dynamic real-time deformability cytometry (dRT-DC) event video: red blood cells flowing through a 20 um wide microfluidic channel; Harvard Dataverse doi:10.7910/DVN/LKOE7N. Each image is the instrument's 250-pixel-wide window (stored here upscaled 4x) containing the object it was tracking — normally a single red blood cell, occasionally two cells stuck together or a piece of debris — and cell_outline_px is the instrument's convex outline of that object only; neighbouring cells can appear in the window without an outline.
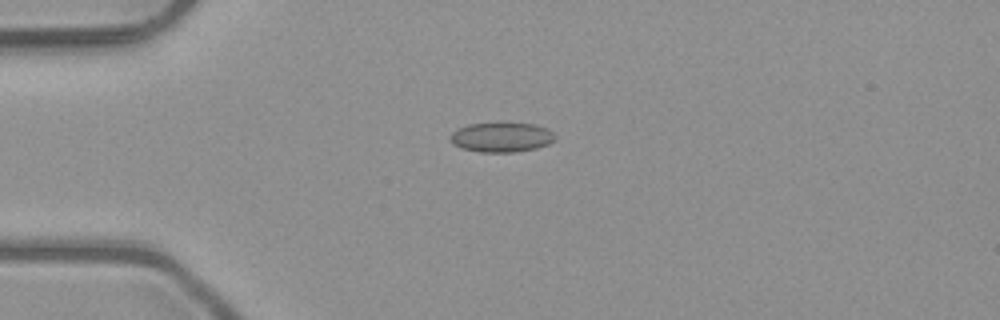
{"species": "common noctule bat (a hibernating species)", "species_latin": "Nyctalus noctula", "temperature_condition": "room temperature", "stored_images_in_passage": 3, "camera_frame_rate_fps": 3000, "um_per_image_px": 0.085, "animal": {"sex": "male", "body_mass_g": 23.1, "forearm_length_mm": 52.7}, "frame": {"image": 1, "passage_image": 1, "time_ms": 0.0, "image_size_px": [1000, 320], "cell_outline_px": [[556, 140], [548, 144], [536, 148], [516, 152], [480, 152], [460, 148], [452, 144], [448, 136], [456, 128], [468, 124], [536, 124], [548, 128], [556, 136]], "centroid_in_image_um": [42.61, 11.68], "position_along_channel_um": 42.4, "area_um2": 18.21}}
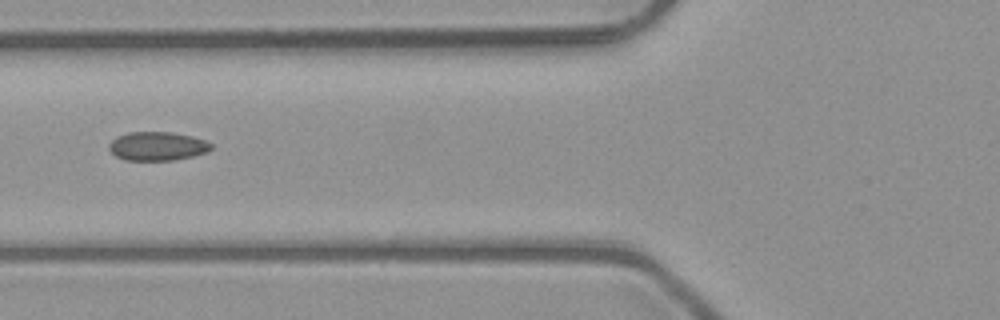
{"frame": {"image": 2, "passage_image": 3, "time_ms": 0.667, "image_size_px": [1000, 320], "cell_outline_px": [[212, 148], [208, 152], [192, 156], [172, 160], [124, 160], [116, 156], [108, 148], [108, 144], [116, 136], [128, 132], [168, 132], [192, 136], [204, 140], [212, 144]], "centroid_in_image_um": [13.35, 12.42], "position_along_channel_um": 112.4, "area_um2": 17.11}}